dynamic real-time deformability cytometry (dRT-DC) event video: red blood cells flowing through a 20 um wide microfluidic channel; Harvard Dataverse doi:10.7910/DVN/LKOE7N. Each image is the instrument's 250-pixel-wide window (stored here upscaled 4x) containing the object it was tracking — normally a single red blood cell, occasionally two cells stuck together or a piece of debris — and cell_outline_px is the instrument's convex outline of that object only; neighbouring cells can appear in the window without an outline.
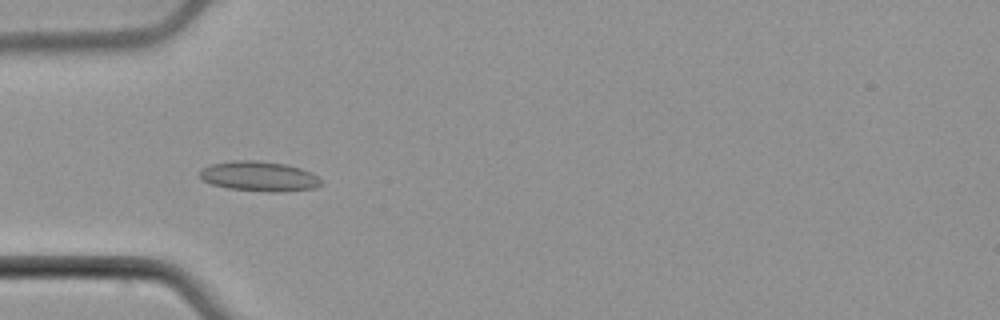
{"species": "common noctule bat (a hibernating species)", "species_latin": "Nyctalus noctula", "temperature_condition": "cold", "stored_images_in_passage": 53, "camera_frame_rate_fps": 3000, "um_per_image_px": 0.085, "animal": {"sex": "male", "body_mass_g": 21.5, "forearm_length_mm": 52.0}, "frame": {"image": 1, "passage_image": 17, "time_ms": 5.333, "image_size_px": [1000, 320], "cell_outline_px": [[320, 184], [316, 188], [276, 192], [268, 192], [228, 188], [212, 184], [200, 180], [200, 172], [204, 168], [212, 164], [232, 160], [256, 160], [284, 164], [300, 168], [316, 176], [320, 180]], "centroid_in_image_um": [21.99, 14.99], "position_along_channel_um": 63.0, "area_um2": 20.92}}
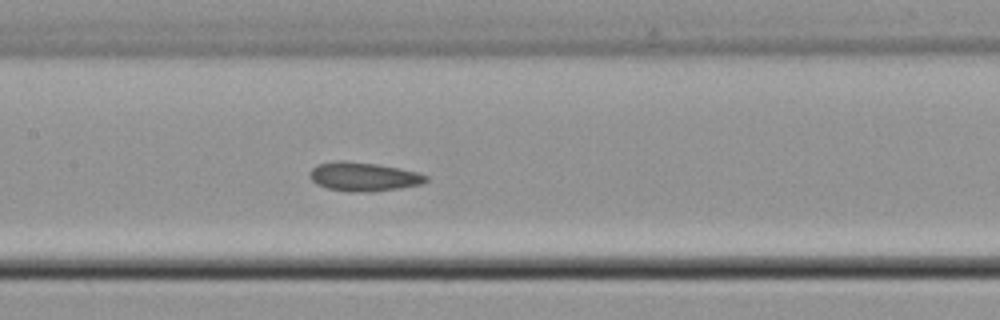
{"frame": {"image": 2, "passage_image": 26, "time_ms": 8.333, "image_size_px": [1000, 320], "cell_outline_px": [[428, 180], [420, 184], [372, 192], [348, 192], [328, 188], [316, 184], [308, 176], [308, 172], [316, 164], [340, 160], [344, 160], [376, 164], [400, 168], [416, 172], [428, 176]], "centroid_in_image_um": [30.84, 15.01], "position_along_channel_um": 176.6, "area_um2": 19.59}}
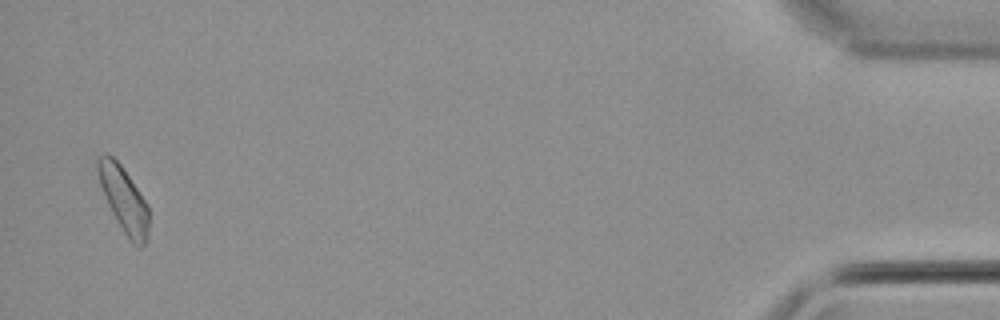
{"frame": {"image": 3, "passage_image": 52, "time_ms": 17.0, "image_size_px": [1000, 320], "cell_outline_px": [[148, 240], [140, 248], [136, 248], [132, 244], [124, 232], [112, 212], [108, 204], [100, 184], [96, 172], [96, 160], [100, 156], [112, 156], [120, 164], [148, 204]], "centroid_in_image_um": [10.53, 17.0], "position_along_channel_um": 424.7, "area_um2": 19.19}, "authors_computed_cell_mechanics": {"area_um2": 19.3052, "velocity_mm_per_s": 3.8901, "shape_relaxation_time_tau1_ms": 3.4442, "shape_relaxation_time_tau2_ms": 0.9835, "deformation_change_tau1": 0.0734, "deformation_change_tau2": 0.0743}}